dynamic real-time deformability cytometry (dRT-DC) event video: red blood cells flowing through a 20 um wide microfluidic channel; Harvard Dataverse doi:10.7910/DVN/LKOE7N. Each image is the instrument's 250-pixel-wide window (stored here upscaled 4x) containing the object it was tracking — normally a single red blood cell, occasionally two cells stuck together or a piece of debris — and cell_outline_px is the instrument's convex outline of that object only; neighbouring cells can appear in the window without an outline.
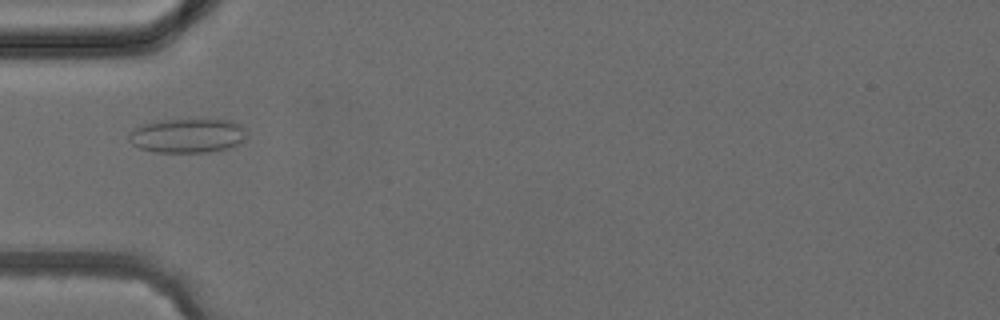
{"species": "common noctule bat (a hibernating species)", "species_latin": "Nyctalus noctula", "temperature_condition": "cold", "stored_images_in_passage": 5, "camera_frame_rate_fps": 3000, "um_per_image_px": 0.085, "animal": {"sex": "female", "body_mass_g": 24.6, "forearm_length_mm": 56.2}, "frame": {"image": 1, "passage_image": 4, "time_ms": 4.333, "image_size_px": [1000, 320], "cell_outline_px": [[244, 140], [228, 148], [208, 152], [156, 152], [140, 148], [132, 144], [128, 140], [128, 136], [132, 128], [144, 124], [160, 120], [232, 120], [240, 124], [244, 128]], "centroid_in_image_um": [15.89, 11.53], "position_along_channel_um": 69.1, "area_um2": 23.35}}